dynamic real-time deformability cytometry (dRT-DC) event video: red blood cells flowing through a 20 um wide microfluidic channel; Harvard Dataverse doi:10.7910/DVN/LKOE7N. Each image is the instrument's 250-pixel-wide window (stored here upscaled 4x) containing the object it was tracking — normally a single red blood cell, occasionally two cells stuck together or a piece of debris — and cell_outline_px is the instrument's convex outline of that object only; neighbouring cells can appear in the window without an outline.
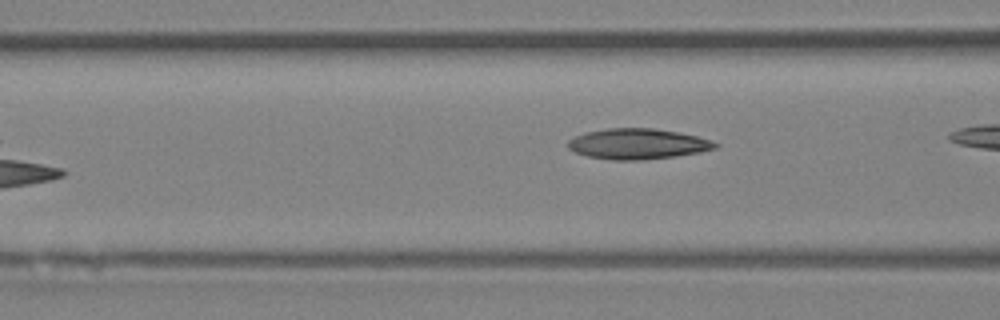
{"species": "Egyptian fruit bat (a non-hibernating species)", "species_latin": "Rousettus aegyptiacus", "temperature_condition": "room temperature", "stored_images_in_passage": 7, "camera_frame_rate_fps": 3000, "um_per_image_px": 0.085, "animal": {"sex": "female"}, "frame": {"image": 1, "passage_image": 7, "time_ms": 7.0, "image_size_px": [1000, 320], "cell_outline_px": [[720, 144], [716, 148], [700, 152], [676, 156], [640, 160], [612, 160], [588, 156], [576, 152], [568, 148], [568, 140], [584, 132], [608, 128], [652, 128], [680, 132], [712, 140]], "centroid_in_image_um": [54.22, 12.22], "position_along_channel_um": 112.4, "area_um2": 26.24}}